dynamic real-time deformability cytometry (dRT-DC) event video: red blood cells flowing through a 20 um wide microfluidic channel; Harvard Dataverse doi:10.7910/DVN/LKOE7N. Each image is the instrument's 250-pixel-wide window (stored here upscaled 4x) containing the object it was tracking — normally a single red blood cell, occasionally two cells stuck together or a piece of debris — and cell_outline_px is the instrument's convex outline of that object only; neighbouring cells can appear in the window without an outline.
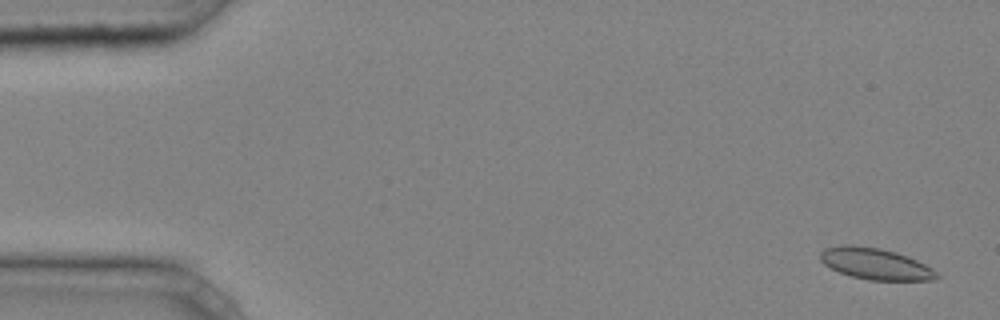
{"species": "common noctule bat (a hibernating species)", "species_latin": "Nyctalus noctula", "temperature_condition": "cold", "stored_images_in_passage": 45, "camera_frame_rate_fps": 3000, "um_per_image_px": 0.085, "animal": {"sex": "male", "body_mass_g": 20.4}, "frame": {"image": 1, "passage_image": 2, "time_ms": 0.333, "image_size_px": [1000, 320], "cell_outline_px": [[940, 276], [936, 280], [868, 280], [852, 276], [840, 272], [824, 264], [820, 260], [820, 252], [824, 248], [840, 244], [848, 244], [880, 248], [896, 252], [908, 256], [932, 268]], "centroid_in_image_um": [74.4, 22.41], "position_along_channel_um": 10.6, "area_um2": 21.33}}
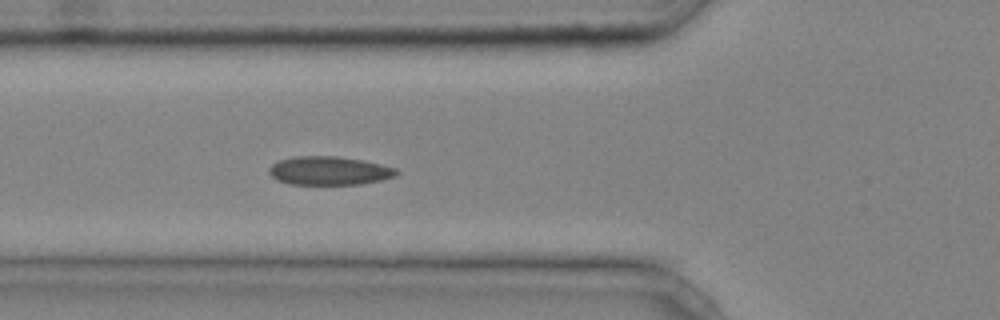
{"frame": {"image": 2, "passage_image": 17, "time_ms": 5.333, "image_size_px": [1000, 320], "cell_outline_px": [[400, 172], [396, 176], [380, 180], [360, 184], [288, 184], [276, 180], [268, 172], [268, 168], [272, 164], [280, 160], [292, 156], [336, 156], [360, 160], [380, 164], [396, 168]], "centroid_in_image_um": [27.95, 14.51], "position_along_channel_um": 97.8, "area_um2": 21.21}}
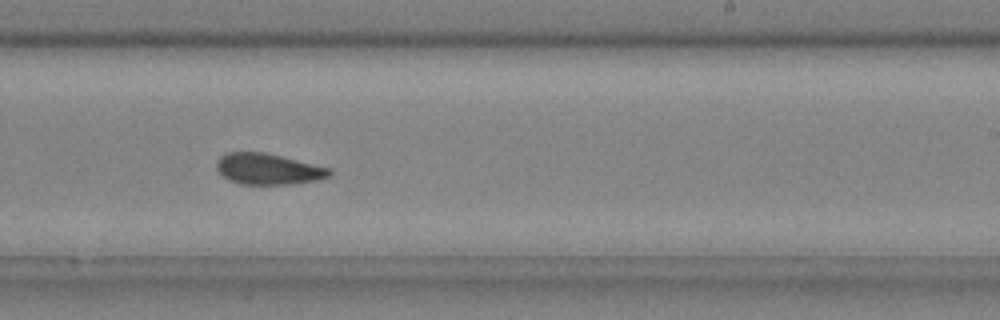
{"frame": {"image": 3, "passage_image": 29, "time_ms": 9.333, "image_size_px": [1000, 320], "cell_outline_px": [[332, 172], [328, 176], [316, 180], [292, 184], [240, 184], [224, 176], [216, 168], [216, 160], [220, 156], [228, 152], [264, 152], [328, 168]], "centroid_in_image_um": [22.74, 14.36], "position_along_channel_um": 266.3, "area_um2": 20.0}, "authors_computed_cell_mechanics": {"area_um2": 20.7502, "velocity_mm_per_s": 4.2139, "shape_relaxation_time_tau1_ms": null, "shape_relaxation_time_tau2_ms": 2.3071, "deformation_change_tau1": null, "deformation_change_tau2": 0.067}}